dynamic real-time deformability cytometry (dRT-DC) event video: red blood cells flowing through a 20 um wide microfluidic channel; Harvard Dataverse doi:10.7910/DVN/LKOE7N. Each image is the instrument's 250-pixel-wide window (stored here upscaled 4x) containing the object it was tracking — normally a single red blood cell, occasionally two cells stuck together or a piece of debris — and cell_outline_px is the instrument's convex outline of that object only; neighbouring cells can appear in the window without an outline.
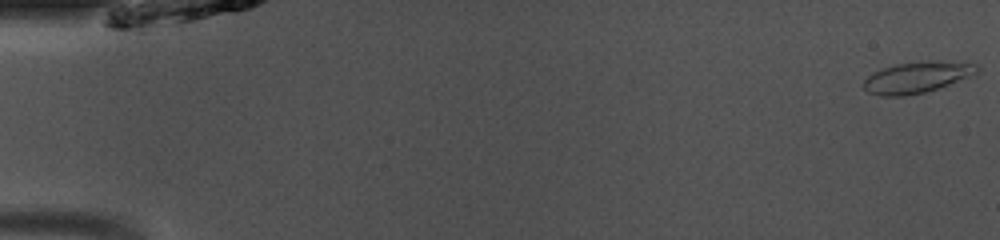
{"species": "common noctule bat (a hibernating species)", "species_latin": "Nyctalus noctula", "temperature_condition": "room temperature", "stored_images_in_passage": 49, "camera_frame_rate_fps": 3000, "um_per_image_px": 0.085, "animal": {"sex": "male", "body_mass_g": 13.0, "forearm_length_mm": 53.1}, "frame": {"image": 1, "passage_image": 1, "time_ms": 0.0, "image_size_px": [1000, 240], "cell_outline_px": [[980, 72], [976, 76], [924, 92], [904, 96], [880, 96], [868, 92], [864, 88], [864, 80], [872, 72], [896, 64], [920, 60], [940, 60], [980, 64]], "centroid_in_image_um": [78.04, 6.54], "position_along_channel_um": 7.0, "area_um2": 21.15}}
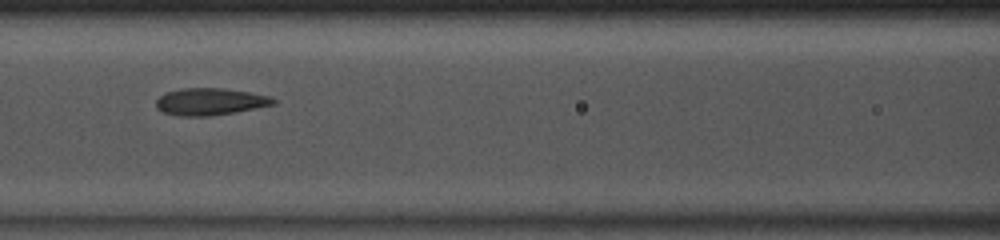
{"frame": {"image": 2, "passage_image": 22, "time_ms": 7.0, "image_size_px": [1000, 240], "cell_outline_px": [[276, 104], [236, 112], [208, 116], [180, 116], [164, 112], [156, 108], [156, 100], [160, 96], [168, 92], [184, 88], [224, 88], [248, 92], [268, 96], [276, 100]], "centroid_in_image_um": [17.86, 8.64], "position_along_channel_um": 148.7, "area_um2": 18.32}}
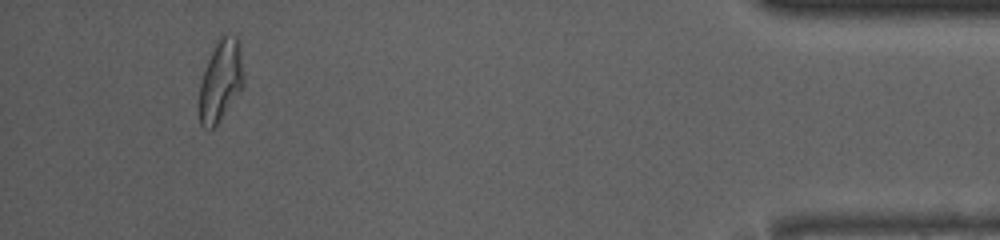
{"frame": {"image": 3, "passage_image": 46, "time_ms": 15.0, "image_size_px": [1000, 240], "cell_outline_px": [[244, 84], [216, 128], [208, 132], [200, 124], [200, 80], [208, 60], [216, 44], [224, 36], [236, 36], [240, 40], [244, 72]], "centroid_in_image_um": [18.78, 6.93], "position_along_channel_um": 416.4, "area_um2": 21.15}, "authors_computed_cell_mechanics": {"area_um2": 19.1318, "velocity_mm_per_s": 4.1157, "shape_relaxation_time_tau1_ms": null, "shape_relaxation_time_tau2_ms": 1.3733, "deformation_change_tau1": null, "deformation_change_tau2": 0.0728}}